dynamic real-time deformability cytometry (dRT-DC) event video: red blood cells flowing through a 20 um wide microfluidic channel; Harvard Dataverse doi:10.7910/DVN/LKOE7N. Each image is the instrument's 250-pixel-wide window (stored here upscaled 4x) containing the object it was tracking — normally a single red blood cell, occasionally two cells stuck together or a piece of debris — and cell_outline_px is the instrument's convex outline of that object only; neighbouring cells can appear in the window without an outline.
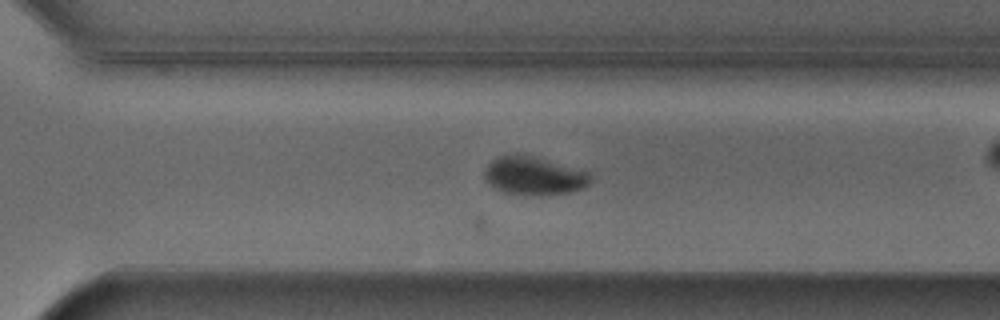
{"species": "Egyptian fruit bat (a non-hibernating species)", "species_latin": "Rousettus aegyptiacus", "temperature_condition": "cold", "stored_images_in_passage": 31, "camera_frame_rate_fps": 3000, "um_per_image_px": 0.085, "animal": {"sex": "male"}, "frame": {"image": 1, "passage_image": 24, "time_ms": 7.667, "image_size_px": [1000, 320], "cell_outline_px": [[592, 180], [584, 188], [568, 192], [540, 196], [524, 196], [504, 192], [496, 188], [484, 180], [484, 172], [488, 164], [492, 160], [500, 156], [516, 152], [588, 172], [592, 176]], "centroid_in_image_um": [45.35, 14.96], "position_along_channel_um": 325.3, "area_um2": 23.7}}